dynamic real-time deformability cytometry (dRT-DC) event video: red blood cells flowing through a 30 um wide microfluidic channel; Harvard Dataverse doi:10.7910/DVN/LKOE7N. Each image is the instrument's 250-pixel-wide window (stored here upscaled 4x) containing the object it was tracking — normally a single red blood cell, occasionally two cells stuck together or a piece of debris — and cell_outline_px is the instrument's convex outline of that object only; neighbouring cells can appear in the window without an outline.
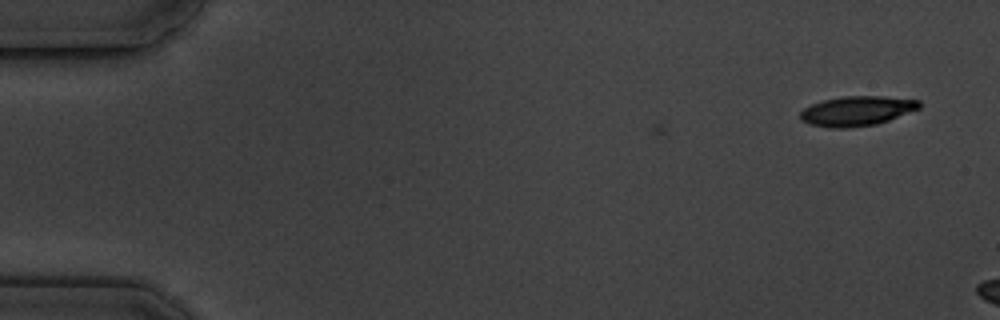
{"species": "common noctule bat (a hibernating species)", "species_latin": "Nyctalus noctula", "temperature_condition": "cold", "stored_images_in_passage": 3, "camera_frame_rate_fps": 3000, "um_per_image_px": 0.085, "animal": {"sex": "male", "body_mass_g": 19.5, "forearm_length_mm": 54.6}, "frame": {"image": 1, "passage_image": 3, "time_ms": 2.333, "image_size_px": [1000, 320], "cell_outline_px": [[920, 108], [888, 120], [876, 124], [848, 128], [828, 128], [808, 124], [800, 120], [800, 112], [804, 108], [812, 104], [824, 100], [844, 96], [884, 96], [920, 100]], "centroid_in_image_um": [72.8, 9.44], "position_along_channel_um": 12.2, "area_um2": 20.63}}